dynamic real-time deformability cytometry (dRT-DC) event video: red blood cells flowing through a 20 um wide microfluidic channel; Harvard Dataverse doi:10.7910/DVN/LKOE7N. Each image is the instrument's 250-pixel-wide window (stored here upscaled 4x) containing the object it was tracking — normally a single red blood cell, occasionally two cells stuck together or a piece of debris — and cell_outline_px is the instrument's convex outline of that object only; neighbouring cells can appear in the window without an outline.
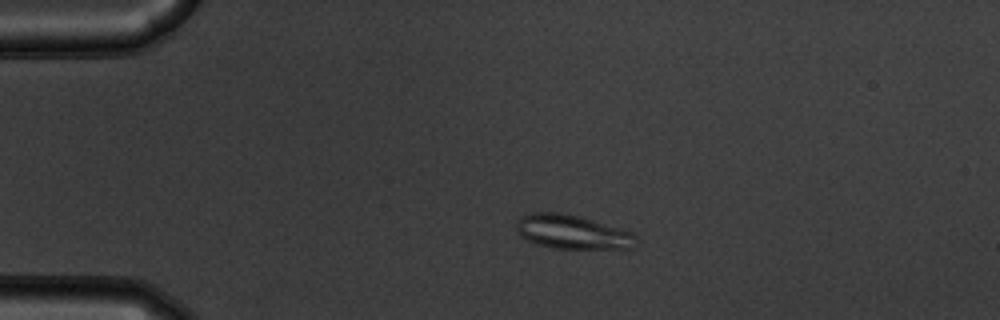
{"species": "common noctule bat (a hibernating species)", "species_latin": "Nyctalus noctula", "temperature_condition": "warm", "stored_images_in_passage": 45, "camera_frame_rate_fps": 3000, "um_per_image_px": 0.085, "animal": {"sex": "male", "body_mass_g": 19.5, "forearm_length_mm": 54.6}, "frame": {"image": 1, "passage_image": 3, "time_ms": 0.667, "image_size_px": [1000, 320], "cell_outline_px": [[636, 236], [632, 248], [556, 248], [540, 244], [528, 240], [520, 236], [516, 228], [516, 220], [520, 216], [532, 212], [556, 212], [576, 216], [632, 232]], "centroid_in_image_um": [48.57, 19.71], "position_along_channel_um": 36.4, "area_um2": 23.12}}
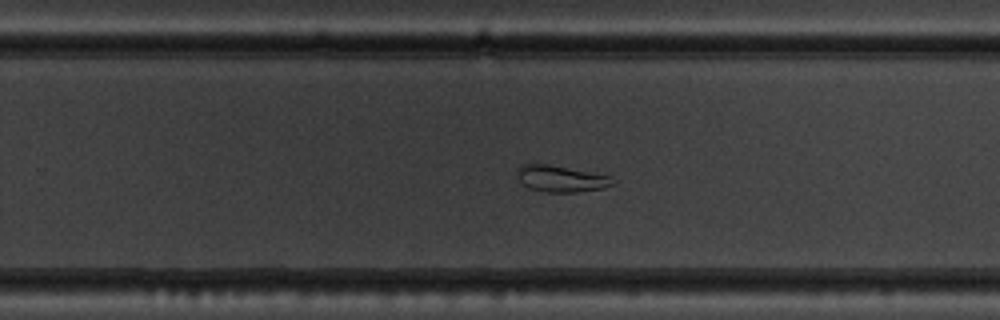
{"frame": {"image": 2, "passage_image": 26, "time_ms": 8.333, "image_size_px": [1000, 320], "cell_outline_px": [[616, 184], [604, 188], [576, 192], [544, 192], [528, 188], [516, 176], [516, 168], [520, 164], [548, 164], [608, 176], [616, 180]], "centroid_in_image_um": [47.65, 15.2], "position_along_channel_um": 282.2, "area_um2": 14.74}}
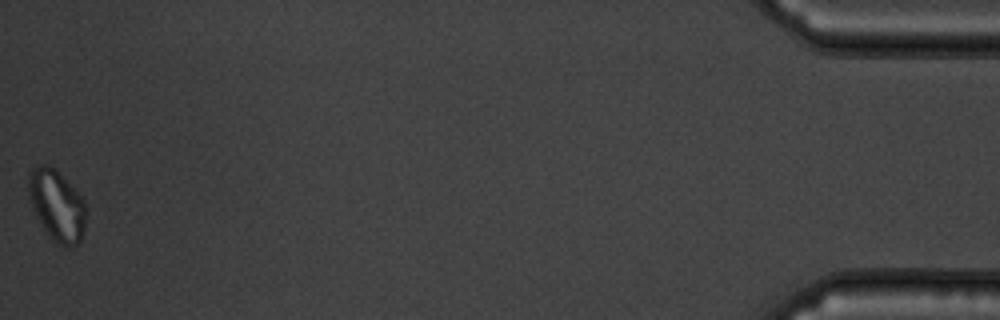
{"frame": {"image": 3, "passage_image": 45, "time_ms": 14.667, "image_size_px": [1000, 320], "cell_outline_px": [[88, 212], [84, 228], [80, 240], [76, 244], [68, 248], [56, 244], [48, 236], [40, 224], [28, 200], [28, 172], [32, 168], [44, 164], [48, 164], [84, 200], [88, 208]], "centroid_in_image_um": [4.81, 17.51], "position_along_channel_um": 430.4, "area_um2": 23.93}}